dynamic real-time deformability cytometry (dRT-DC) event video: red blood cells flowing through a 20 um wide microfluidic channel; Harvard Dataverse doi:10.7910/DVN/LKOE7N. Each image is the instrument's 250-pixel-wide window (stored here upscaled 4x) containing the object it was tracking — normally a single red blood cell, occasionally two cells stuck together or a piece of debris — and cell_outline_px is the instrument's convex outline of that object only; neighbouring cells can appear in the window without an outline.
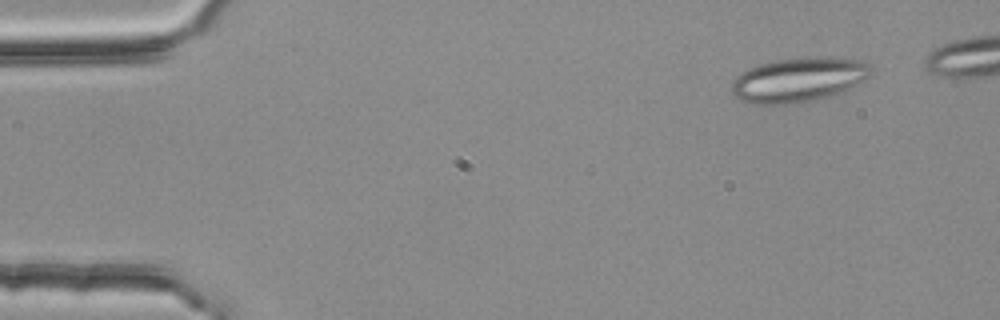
{"species": "common noctule bat (a hibernating species)", "species_latin": "Nyctalus noctula", "temperature_condition": "room temperature", "stored_images_in_passage": 4, "camera_frame_rate_fps": 3000, "um_per_image_px": 0.085, "animal": {"sex": "female", "body_mass_g": 25.1}, "frame": {"image": 1, "passage_image": 2, "time_ms": 0.333, "image_size_px": [1000, 320], "cell_outline_px": [[872, 72], [864, 80], [844, 92], [832, 96], [816, 100], [796, 104], [752, 104], [740, 100], [732, 92], [732, 80], [736, 76], [748, 68], [760, 64], [776, 60], [808, 56], [816, 56], [856, 60], [868, 64], [872, 68]], "centroid_in_image_um": [67.87, 6.79], "position_along_channel_um": 17.1, "area_um2": 36.41}}